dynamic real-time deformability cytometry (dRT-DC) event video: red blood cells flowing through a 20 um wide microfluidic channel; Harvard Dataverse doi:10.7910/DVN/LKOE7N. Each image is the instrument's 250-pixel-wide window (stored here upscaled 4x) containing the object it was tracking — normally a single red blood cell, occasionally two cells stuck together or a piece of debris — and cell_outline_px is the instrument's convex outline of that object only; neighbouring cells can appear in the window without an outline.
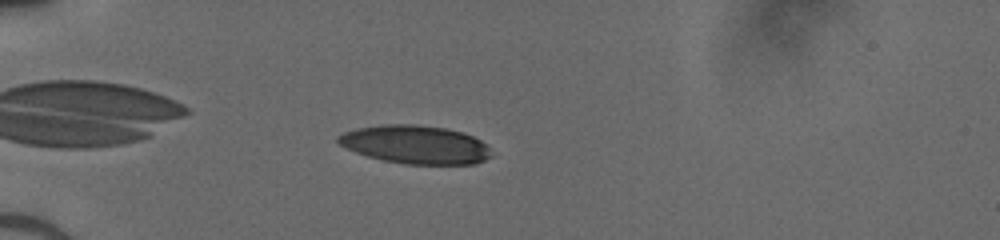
{"species": "human", "species_latin": "Homo sapiens", "temperature_condition": "cold", "stored_images_in_passage": 40, "camera_frame_rate_fps": 3000, "um_per_image_px": 0.085, "donor": {"sex": "male"}, "frame": {"image": 1, "passage_image": 5, "time_ms": 1.333, "image_size_px": [1000, 240], "cell_outline_px": [[492, 156], [476, 164], [408, 164], [384, 160], [368, 156], [356, 152], [340, 144], [336, 140], [336, 136], [344, 132], [356, 128], [380, 124], [416, 124], [448, 128], [464, 132], [480, 140], [488, 148]], "centroid_in_image_um": [35.31, 12.27], "position_along_channel_um": 49.7, "area_um2": 34.28}}
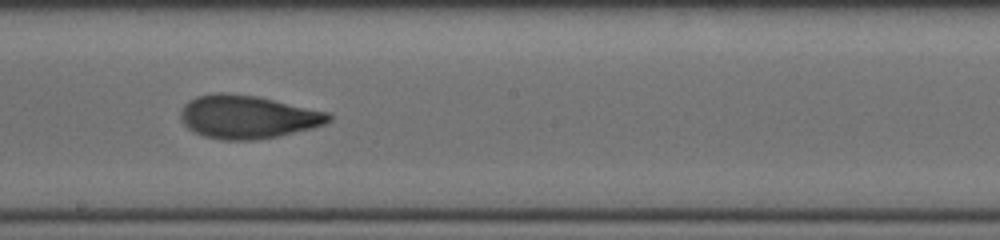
{"frame": {"image": 2, "passage_image": 20, "time_ms": 6.333, "image_size_px": [1000, 240], "cell_outline_px": [[332, 120], [324, 124], [312, 128], [276, 136], [248, 140], [224, 140], [204, 136], [188, 128], [184, 124], [180, 116], [180, 112], [184, 104], [188, 100], [196, 96], [216, 92], [224, 92], [256, 96], [328, 112], [332, 116]], "centroid_in_image_um": [21.02, 9.92], "position_along_channel_um": 227.2, "area_um2": 37.05}}
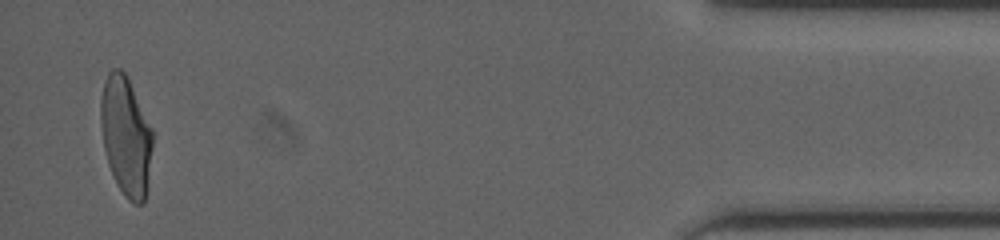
{"frame": {"image": 3, "passage_image": 39, "time_ms": 12.667, "image_size_px": [1000, 240], "cell_outline_px": [[152, 148], [148, 188], [144, 204], [136, 204], [128, 200], [124, 196], [116, 184], [108, 164], [104, 148], [100, 120], [100, 100], [104, 80], [108, 72], [112, 68], [120, 68], [128, 76], [152, 128]], "centroid_in_image_um": [10.7, 11.56], "position_along_channel_um": 424.5, "area_um2": 36.53}}